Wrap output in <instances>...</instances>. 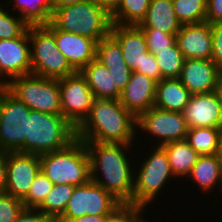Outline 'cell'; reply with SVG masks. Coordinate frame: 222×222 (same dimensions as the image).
Returning a JSON list of instances; mask_svg holds the SVG:
<instances>
[{"label":"cell","mask_w":222,"mask_h":222,"mask_svg":"<svg viewBox=\"0 0 222 222\" xmlns=\"http://www.w3.org/2000/svg\"><path fill=\"white\" fill-rule=\"evenodd\" d=\"M84 143L90 159L91 180L120 203L132 204L135 175L133 170L136 169V164L126 152H129V147L132 148L133 145L94 141Z\"/></svg>","instance_id":"6da1fadb"},{"label":"cell","mask_w":222,"mask_h":222,"mask_svg":"<svg viewBox=\"0 0 222 222\" xmlns=\"http://www.w3.org/2000/svg\"><path fill=\"white\" fill-rule=\"evenodd\" d=\"M137 118L119 100L95 98L88 117L76 129V138L100 143L133 144Z\"/></svg>","instance_id":"7a4b0ae2"},{"label":"cell","mask_w":222,"mask_h":222,"mask_svg":"<svg viewBox=\"0 0 222 222\" xmlns=\"http://www.w3.org/2000/svg\"><path fill=\"white\" fill-rule=\"evenodd\" d=\"M75 139L76 129L61 114L30 111L24 153L42 155L63 149Z\"/></svg>","instance_id":"3957f363"},{"label":"cell","mask_w":222,"mask_h":222,"mask_svg":"<svg viewBox=\"0 0 222 222\" xmlns=\"http://www.w3.org/2000/svg\"><path fill=\"white\" fill-rule=\"evenodd\" d=\"M50 23L65 32L89 37L97 43L111 32V15L91 0L54 7Z\"/></svg>","instance_id":"277c9868"},{"label":"cell","mask_w":222,"mask_h":222,"mask_svg":"<svg viewBox=\"0 0 222 222\" xmlns=\"http://www.w3.org/2000/svg\"><path fill=\"white\" fill-rule=\"evenodd\" d=\"M40 170L54 185L87 184L91 180L90 159L84 141L76 138L63 149L40 155Z\"/></svg>","instance_id":"5b68a950"},{"label":"cell","mask_w":222,"mask_h":222,"mask_svg":"<svg viewBox=\"0 0 222 222\" xmlns=\"http://www.w3.org/2000/svg\"><path fill=\"white\" fill-rule=\"evenodd\" d=\"M31 73L60 79L76 71L59 51L54 34L45 26H29Z\"/></svg>","instance_id":"8992f818"},{"label":"cell","mask_w":222,"mask_h":222,"mask_svg":"<svg viewBox=\"0 0 222 222\" xmlns=\"http://www.w3.org/2000/svg\"><path fill=\"white\" fill-rule=\"evenodd\" d=\"M152 146L155 149L151 148V154H146L147 157L145 155L134 175L132 204L144 207L155 201L157 195L166 188V182L171 181L169 178H174L165 149L162 146Z\"/></svg>","instance_id":"52a82bcc"},{"label":"cell","mask_w":222,"mask_h":222,"mask_svg":"<svg viewBox=\"0 0 222 222\" xmlns=\"http://www.w3.org/2000/svg\"><path fill=\"white\" fill-rule=\"evenodd\" d=\"M4 87L31 110L61 114L59 79L31 73L13 78Z\"/></svg>","instance_id":"ba28073f"},{"label":"cell","mask_w":222,"mask_h":222,"mask_svg":"<svg viewBox=\"0 0 222 222\" xmlns=\"http://www.w3.org/2000/svg\"><path fill=\"white\" fill-rule=\"evenodd\" d=\"M30 111L4 86L0 87V151L24 153Z\"/></svg>","instance_id":"9c48e42d"},{"label":"cell","mask_w":222,"mask_h":222,"mask_svg":"<svg viewBox=\"0 0 222 222\" xmlns=\"http://www.w3.org/2000/svg\"><path fill=\"white\" fill-rule=\"evenodd\" d=\"M121 203L99 184L90 180L75 186L66 210L56 222H68L85 215H109Z\"/></svg>","instance_id":"30bf717a"},{"label":"cell","mask_w":222,"mask_h":222,"mask_svg":"<svg viewBox=\"0 0 222 222\" xmlns=\"http://www.w3.org/2000/svg\"><path fill=\"white\" fill-rule=\"evenodd\" d=\"M61 115L77 129L88 117L95 97L78 71L59 79Z\"/></svg>","instance_id":"8fae6325"},{"label":"cell","mask_w":222,"mask_h":222,"mask_svg":"<svg viewBox=\"0 0 222 222\" xmlns=\"http://www.w3.org/2000/svg\"><path fill=\"white\" fill-rule=\"evenodd\" d=\"M136 127L137 130L146 131L149 138H157V146L185 140L188 133L183 113L162 110L155 106L137 117Z\"/></svg>","instance_id":"7c38bea8"},{"label":"cell","mask_w":222,"mask_h":222,"mask_svg":"<svg viewBox=\"0 0 222 222\" xmlns=\"http://www.w3.org/2000/svg\"><path fill=\"white\" fill-rule=\"evenodd\" d=\"M40 171V155L7 152V173L4 192L23 200Z\"/></svg>","instance_id":"4fadbf2b"},{"label":"cell","mask_w":222,"mask_h":222,"mask_svg":"<svg viewBox=\"0 0 222 222\" xmlns=\"http://www.w3.org/2000/svg\"><path fill=\"white\" fill-rule=\"evenodd\" d=\"M27 74H31L29 28L20 37L0 40V84Z\"/></svg>","instance_id":"5bb4252c"},{"label":"cell","mask_w":222,"mask_h":222,"mask_svg":"<svg viewBox=\"0 0 222 222\" xmlns=\"http://www.w3.org/2000/svg\"><path fill=\"white\" fill-rule=\"evenodd\" d=\"M53 34L59 51L68 63L80 72L96 59L97 42L89 37L56 29L50 22L45 25Z\"/></svg>","instance_id":"9a60e30c"},{"label":"cell","mask_w":222,"mask_h":222,"mask_svg":"<svg viewBox=\"0 0 222 222\" xmlns=\"http://www.w3.org/2000/svg\"><path fill=\"white\" fill-rule=\"evenodd\" d=\"M222 71L212 60L185 59L179 79L191 95L215 91Z\"/></svg>","instance_id":"2e32d148"},{"label":"cell","mask_w":222,"mask_h":222,"mask_svg":"<svg viewBox=\"0 0 222 222\" xmlns=\"http://www.w3.org/2000/svg\"><path fill=\"white\" fill-rule=\"evenodd\" d=\"M183 116L188 128L222 129V109L215 92L191 95Z\"/></svg>","instance_id":"e0dca14e"},{"label":"cell","mask_w":222,"mask_h":222,"mask_svg":"<svg viewBox=\"0 0 222 222\" xmlns=\"http://www.w3.org/2000/svg\"><path fill=\"white\" fill-rule=\"evenodd\" d=\"M157 82L132 71L129 82L122 90L119 101L136 118L154 107Z\"/></svg>","instance_id":"ac0fdd59"},{"label":"cell","mask_w":222,"mask_h":222,"mask_svg":"<svg viewBox=\"0 0 222 222\" xmlns=\"http://www.w3.org/2000/svg\"><path fill=\"white\" fill-rule=\"evenodd\" d=\"M176 43L185 59L211 60L212 33L210 23L182 25Z\"/></svg>","instance_id":"d6986e66"},{"label":"cell","mask_w":222,"mask_h":222,"mask_svg":"<svg viewBox=\"0 0 222 222\" xmlns=\"http://www.w3.org/2000/svg\"><path fill=\"white\" fill-rule=\"evenodd\" d=\"M110 34L119 42L130 70L142 69L144 53L149 52L142 30L136 25L112 24Z\"/></svg>","instance_id":"ffe728a7"},{"label":"cell","mask_w":222,"mask_h":222,"mask_svg":"<svg viewBox=\"0 0 222 222\" xmlns=\"http://www.w3.org/2000/svg\"><path fill=\"white\" fill-rule=\"evenodd\" d=\"M190 96L189 90L179 78L162 79L156 86L154 106L162 110L183 113Z\"/></svg>","instance_id":"44dd1931"},{"label":"cell","mask_w":222,"mask_h":222,"mask_svg":"<svg viewBox=\"0 0 222 222\" xmlns=\"http://www.w3.org/2000/svg\"><path fill=\"white\" fill-rule=\"evenodd\" d=\"M137 26L155 28L172 35H177L182 27L175 15L172 0H151L144 19Z\"/></svg>","instance_id":"7402d4cb"},{"label":"cell","mask_w":222,"mask_h":222,"mask_svg":"<svg viewBox=\"0 0 222 222\" xmlns=\"http://www.w3.org/2000/svg\"><path fill=\"white\" fill-rule=\"evenodd\" d=\"M80 73L85 77L95 98L119 100L121 91L116 87L110 71L97 59L91 61Z\"/></svg>","instance_id":"603a6c76"},{"label":"cell","mask_w":222,"mask_h":222,"mask_svg":"<svg viewBox=\"0 0 222 222\" xmlns=\"http://www.w3.org/2000/svg\"><path fill=\"white\" fill-rule=\"evenodd\" d=\"M204 193L212 191L215 186L222 189V166L217 154L199 156L188 176Z\"/></svg>","instance_id":"cb8c5ba5"},{"label":"cell","mask_w":222,"mask_h":222,"mask_svg":"<svg viewBox=\"0 0 222 222\" xmlns=\"http://www.w3.org/2000/svg\"><path fill=\"white\" fill-rule=\"evenodd\" d=\"M162 147L167 153L173 176L179 177V179L186 177L188 182V176L200 155L189 145L186 139L169 142Z\"/></svg>","instance_id":"d4e9b609"},{"label":"cell","mask_w":222,"mask_h":222,"mask_svg":"<svg viewBox=\"0 0 222 222\" xmlns=\"http://www.w3.org/2000/svg\"><path fill=\"white\" fill-rule=\"evenodd\" d=\"M15 11L29 26L47 25L52 18V0H10ZM13 9V10H12ZM18 11V12H17Z\"/></svg>","instance_id":"484cf974"},{"label":"cell","mask_w":222,"mask_h":222,"mask_svg":"<svg viewBox=\"0 0 222 222\" xmlns=\"http://www.w3.org/2000/svg\"><path fill=\"white\" fill-rule=\"evenodd\" d=\"M221 135V128H188L186 140L200 156L215 155L218 152Z\"/></svg>","instance_id":"4316f807"},{"label":"cell","mask_w":222,"mask_h":222,"mask_svg":"<svg viewBox=\"0 0 222 222\" xmlns=\"http://www.w3.org/2000/svg\"><path fill=\"white\" fill-rule=\"evenodd\" d=\"M75 186L71 184L53 185L43 203L37 208L55 222L63 215Z\"/></svg>","instance_id":"83f0119b"},{"label":"cell","mask_w":222,"mask_h":222,"mask_svg":"<svg viewBox=\"0 0 222 222\" xmlns=\"http://www.w3.org/2000/svg\"><path fill=\"white\" fill-rule=\"evenodd\" d=\"M151 0H120L111 14L112 24L139 25L148 11Z\"/></svg>","instance_id":"f1b7e54d"},{"label":"cell","mask_w":222,"mask_h":222,"mask_svg":"<svg viewBox=\"0 0 222 222\" xmlns=\"http://www.w3.org/2000/svg\"><path fill=\"white\" fill-rule=\"evenodd\" d=\"M153 54L161 73V80L179 78L185 58L177 43L167 49L155 50Z\"/></svg>","instance_id":"f546056e"},{"label":"cell","mask_w":222,"mask_h":222,"mask_svg":"<svg viewBox=\"0 0 222 222\" xmlns=\"http://www.w3.org/2000/svg\"><path fill=\"white\" fill-rule=\"evenodd\" d=\"M207 0H172L173 9L181 25L206 22Z\"/></svg>","instance_id":"4dcf8cb0"},{"label":"cell","mask_w":222,"mask_h":222,"mask_svg":"<svg viewBox=\"0 0 222 222\" xmlns=\"http://www.w3.org/2000/svg\"><path fill=\"white\" fill-rule=\"evenodd\" d=\"M96 59L105 67L126 64L119 42L111 35L101 39L96 45Z\"/></svg>","instance_id":"1f68e13d"},{"label":"cell","mask_w":222,"mask_h":222,"mask_svg":"<svg viewBox=\"0 0 222 222\" xmlns=\"http://www.w3.org/2000/svg\"><path fill=\"white\" fill-rule=\"evenodd\" d=\"M53 182L40 170L31 184L27 196L22 200L25 208L37 209L53 188Z\"/></svg>","instance_id":"d6a6232c"},{"label":"cell","mask_w":222,"mask_h":222,"mask_svg":"<svg viewBox=\"0 0 222 222\" xmlns=\"http://www.w3.org/2000/svg\"><path fill=\"white\" fill-rule=\"evenodd\" d=\"M4 9L0 5V40L20 37L29 25L20 16L15 13L12 15Z\"/></svg>","instance_id":"836d02e7"},{"label":"cell","mask_w":222,"mask_h":222,"mask_svg":"<svg viewBox=\"0 0 222 222\" xmlns=\"http://www.w3.org/2000/svg\"><path fill=\"white\" fill-rule=\"evenodd\" d=\"M144 34L148 51L154 53L155 50L167 49L176 43V35L164 33L155 28H140Z\"/></svg>","instance_id":"e575fe53"},{"label":"cell","mask_w":222,"mask_h":222,"mask_svg":"<svg viewBox=\"0 0 222 222\" xmlns=\"http://www.w3.org/2000/svg\"><path fill=\"white\" fill-rule=\"evenodd\" d=\"M146 207L130 203H121L109 215L105 222H139Z\"/></svg>","instance_id":"d590c367"},{"label":"cell","mask_w":222,"mask_h":222,"mask_svg":"<svg viewBox=\"0 0 222 222\" xmlns=\"http://www.w3.org/2000/svg\"><path fill=\"white\" fill-rule=\"evenodd\" d=\"M24 208L22 200L0 193V222H14Z\"/></svg>","instance_id":"8d00e7d4"},{"label":"cell","mask_w":222,"mask_h":222,"mask_svg":"<svg viewBox=\"0 0 222 222\" xmlns=\"http://www.w3.org/2000/svg\"><path fill=\"white\" fill-rule=\"evenodd\" d=\"M212 33L211 60L222 71V21L210 23Z\"/></svg>","instance_id":"74e56055"},{"label":"cell","mask_w":222,"mask_h":222,"mask_svg":"<svg viewBox=\"0 0 222 222\" xmlns=\"http://www.w3.org/2000/svg\"><path fill=\"white\" fill-rule=\"evenodd\" d=\"M107 69L110 71L116 87L122 92L129 82L132 71L127 64L109 65Z\"/></svg>","instance_id":"f35d334b"},{"label":"cell","mask_w":222,"mask_h":222,"mask_svg":"<svg viewBox=\"0 0 222 222\" xmlns=\"http://www.w3.org/2000/svg\"><path fill=\"white\" fill-rule=\"evenodd\" d=\"M135 72L144 74L155 80L157 83L161 80V73L157 65L155 55L150 52L144 53L142 69H136Z\"/></svg>","instance_id":"ab89813d"},{"label":"cell","mask_w":222,"mask_h":222,"mask_svg":"<svg viewBox=\"0 0 222 222\" xmlns=\"http://www.w3.org/2000/svg\"><path fill=\"white\" fill-rule=\"evenodd\" d=\"M14 222H55L35 208H24Z\"/></svg>","instance_id":"60d3db41"},{"label":"cell","mask_w":222,"mask_h":222,"mask_svg":"<svg viewBox=\"0 0 222 222\" xmlns=\"http://www.w3.org/2000/svg\"><path fill=\"white\" fill-rule=\"evenodd\" d=\"M206 22L222 21V0H207Z\"/></svg>","instance_id":"b9f144b4"},{"label":"cell","mask_w":222,"mask_h":222,"mask_svg":"<svg viewBox=\"0 0 222 222\" xmlns=\"http://www.w3.org/2000/svg\"><path fill=\"white\" fill-rule=\"evenodd\" d=\"M7 173V152L0 151V193L4 192Z\"/></svg>","instance_id":"7bdbcfd3"},{"label":"cell","mask_w":222,"mask_h":222,"mask_svg":"<svg viewBox=\"0 0 222 222\" xmlns=\"http://www.w3.org/2000/svg\"><path fill=\"white\" fill-rule=\"evenodd\" d=\"M98 6L104 8L110 15L116 10L118 7L120 0H91Z\"/></svg>","instance_id":"ee69618b"},{"label":"cell","mask_w":222,"mask_h":222,"mask_svg":"<svg viewBox=\"0 0 222 222\" xmlns=\"http://www.w3.org/2000/svg\"><path fill=\"white\" fill-rule=\"evenodd\" d=\"M107 215H85L75 219H70L68 222H105Z\"/></svg>","instance_id":"f6af8a7d"},{"label":"cell","mask_w":222,"mask_h":222,"mask_svg":"<svg viewBox=\"0 0 222 222\" xmlns=\"http://www.w3.org/2000/svg\"><path fill=\"white\" fill-rule=\"evenodd\" d=\"M80 1H83V0H52V4H53V7H64L68 5H73Z\"/></svg>","instance_id":"bcb514c9"},{"label":"cell","mask_w":222,"mask_h":222,"mask_svg":"<svg viewBox=\"0 0 222 222\" xmlns=\"http://www.w3.org/2000/svg\"><path fill=\"white\" fill-rule=\"evenodd\" d=\"M218 97V100H219V103L221 105V109H222V76L215 88V91H214Z\"/></svg>","instance_id":"7dc6e473"},{"label":"cell","mask_w":222,"mask_h":222,"mask_svg":"<svg viewBox=\"0 0 222 222\" xmlns=\"http://www.w3.org/2000/svg\"><path fill=\"white\" fill-rule=\"evenodd\" d=\"M218 159L220 160L222 166V135L219 142L218 152H217Z\"/></svg>","instance_id":"c3c4849f"},{"label":"cell","mask_w":222,"mask_h":222,"mask_svg":"<svg viewBox=\"0 0 222 222\" xmlns=\"http://www.w3.org/2000/svg\"><path fill=\"white\" fill-rule=\"evenodd\" d=\"M139 222H148V221L147 220L145 221V218L143 217ZM149 222H151V221L149 220Z\"/></svg>","instance_id":"681fc988"}]
</instances>
